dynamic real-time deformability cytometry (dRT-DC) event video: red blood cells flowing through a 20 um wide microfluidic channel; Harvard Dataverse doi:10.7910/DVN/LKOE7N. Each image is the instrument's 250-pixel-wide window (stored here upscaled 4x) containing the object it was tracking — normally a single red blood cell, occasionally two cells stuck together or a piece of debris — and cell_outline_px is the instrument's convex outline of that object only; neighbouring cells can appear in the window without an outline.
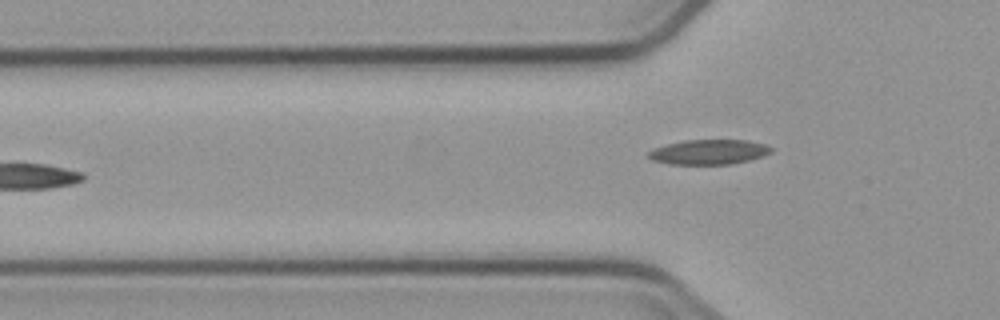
{"species": "common noctule bat (a hibernating species)", "species_latin": "Nyctalus noctula", "temperature_condition": "cold", "stored_images_in_passage": 5, "camera_frame_rate_fps": 3000, "um_per_image_px": 0.085, "animal": {"sex": "male", "body_mass_g": 23.1, "forearm_length_mm": 52.7}, "frame": {"image": 1, "passage_image": 5, "time_ms": 5.667, "image_size_px": [1000, 320], "cell_outline_px": [[772, 152], [764, 156], [748, 160], [728, 164], [668, 164], [652, 160], [648, 156], [648, 152], [652, 148], [684, 140], [748, 140], [764, 144], [772, 148]], "centroid_in_image_um": [60.24, 12.91], "position_along_channel_um": 65.6, "area_um2": 17.74}}